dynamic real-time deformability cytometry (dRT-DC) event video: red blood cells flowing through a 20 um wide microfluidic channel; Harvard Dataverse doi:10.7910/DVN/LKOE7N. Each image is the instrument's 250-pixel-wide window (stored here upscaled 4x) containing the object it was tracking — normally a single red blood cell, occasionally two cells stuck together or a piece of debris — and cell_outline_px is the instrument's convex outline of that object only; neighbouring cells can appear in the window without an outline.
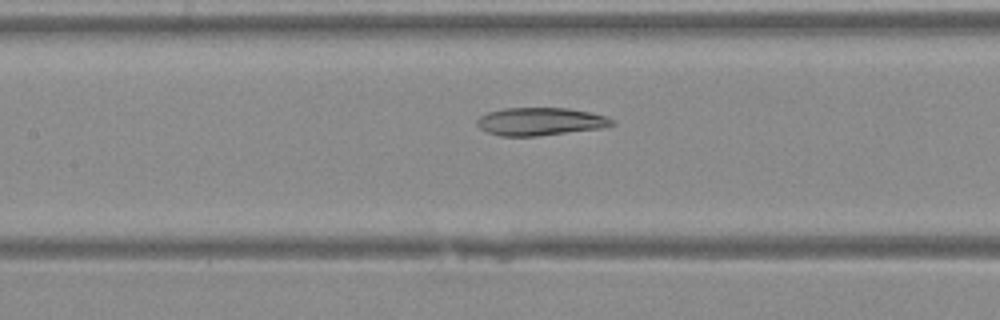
{"species": "Egyptian fruit bat (a non-hibernating species)", "species_latin": "Rousettus aegyptiacus", "temperature_condition": "warm", "stored_images_in_passage": 17, "camera_frame_rate_fps": 3000, "um_per_image_px": 0.085, "animal": {"sex": "female"}, "frame": {"image": 1, "passage_image": 15, "time_ms": 4.667, "image_size_px": [1000, 320], "cell_outline_px": [[616, 124], [604, 128], [536, 136], [500, 136], [488, 132], [480, 128], [476, 124], [476, 120], [480, 116], [488, 112], [504, 108], [568, 108], [588, 112], [604, 116], [612, 120]], "centroid_in_image_um": [45.9, 10.33], "position_along_channel_um": 161.5, "area_um2": 21.85}}